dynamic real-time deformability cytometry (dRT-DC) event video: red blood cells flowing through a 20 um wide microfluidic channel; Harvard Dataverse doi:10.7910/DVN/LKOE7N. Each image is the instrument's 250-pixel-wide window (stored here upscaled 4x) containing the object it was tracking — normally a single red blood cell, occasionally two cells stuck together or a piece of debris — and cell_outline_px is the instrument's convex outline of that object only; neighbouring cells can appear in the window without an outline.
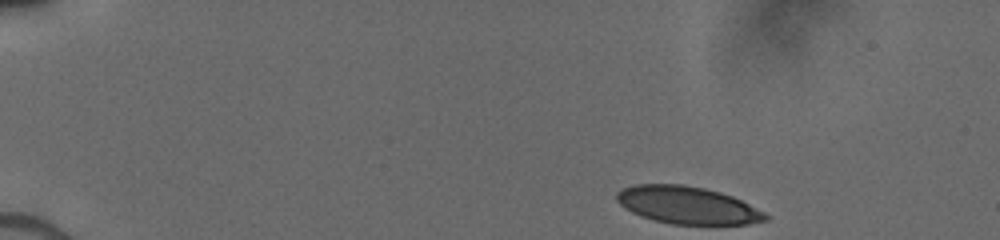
{"species": "human", "species_latin": "Homo sapiens", "temperature_condition": "cold", "stored_images_in_passage": 15, "camera_frame_rate_fps": 3000, "um_per_image_px": 0.085, "donor": {"sex": "male"}, "frame": {"image": 1, "passage_image": 1, "time_ms": 0.0, "image_size_px": [1000, 240], "cell_outline_px": [[768, 220], [748, 224], [672, 224], [640, 216], [624, 208], [616, 200], [616, 192], [624, 188], [636, 184], [684, 184], [704, 188], [720, 192], [732, 196], [764, 212], [768, 216]], "centroid_in_image_um": [58.41, 17.43], "position_along_channel_um": 26.6, "area_um2": 32.31}}
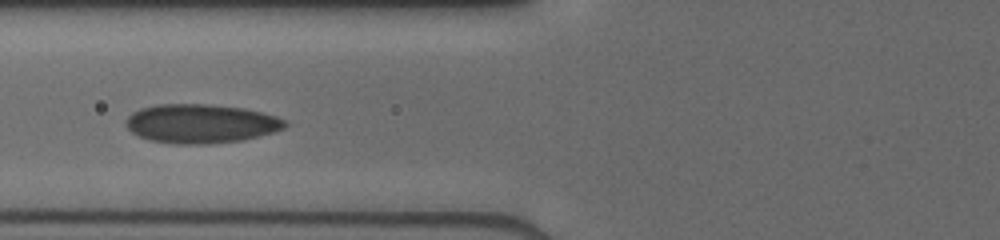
{"frame": {"image": 2, "passage_image": 11, "time_ms": 4.667, "image_size_px": [1000, 240], "cell_outline_px": [[288, 124], [284, 128], [276, 132], [244, 140], [208, 144], [176, 144], [148, 140], [132, 132], [124, 124], [128, 116], [132, 112], [140, 108], [160, 104], [208, 104], [244, 108], [276, 116], [284, 120]], "centroid_in_image_um": [17.08, 10.51], "position_along_channel_um": 108.7, "area_um2": 36.36}}
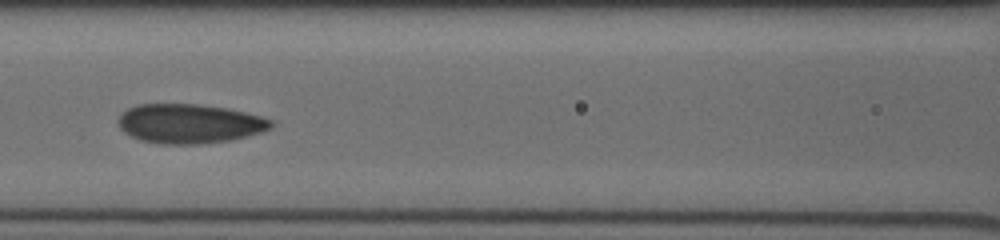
{"frame": {"image": 3, "passage_image": 13, "time_ms": 5.667, "image_size_px": [1000, 240], "cell_outline_px": [[276, 124], [272, 128], [260, 132], [228, 140], [200, 144], [160, 144], [140, 140], [124, 132], [120, 128], [120, 116], [128, 108], [140, 104], [196, 104], [224, 108], [244, 112], [260, 116], [272, 120]], "centroid_in_image_um": [16.12, 10.51], "position_along_channel_um": 150.5, "area_um2": 34.68}}